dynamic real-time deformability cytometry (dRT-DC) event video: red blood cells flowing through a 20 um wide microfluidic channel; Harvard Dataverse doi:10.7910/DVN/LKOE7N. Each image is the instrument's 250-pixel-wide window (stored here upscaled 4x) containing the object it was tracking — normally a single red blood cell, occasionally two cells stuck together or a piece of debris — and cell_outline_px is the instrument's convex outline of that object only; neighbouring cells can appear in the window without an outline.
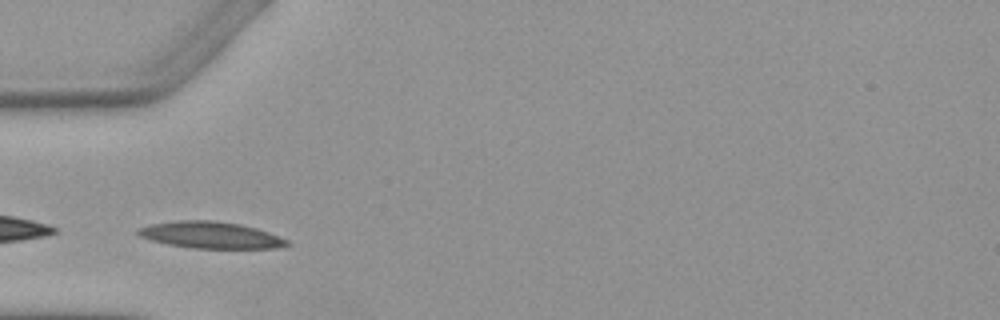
{"species": "Egyptian fruit bat (a non-hibernating species)", "species_latin": "Rousettus aegyptiacus", "temperature_condition": "warm", "stored_images_in_passage": 3, "camera_frame_rate_fps": 3000, "um_per_image_px": 0.085, "animal": {"sex": "female"}, "frame": {"image": 1, "passage_image": 1, "time_ms": 0.0, "image_size_px": [1000, 320], "cell_outline_px": [[292, 244], [276, 248], [192, 248], [168, 244], [152, 240], [140, 236], [136, 232], [140, 228], [152, 224], [176, 220], [216, 220], [240, 224], [256, 228], [268, 232], [288, 240]], "centroid_in_image_um": [17.93, 19.97], "position_along_channel_um": 67.1, "area_um2": 23.0}}
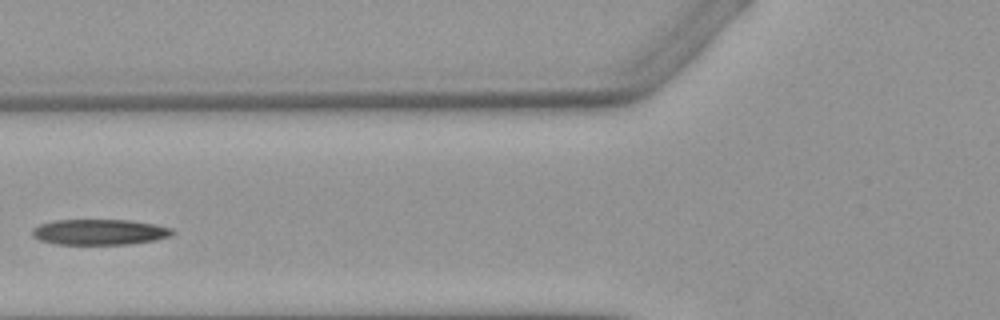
{"frame": {"image": 2, "passage_image": 2, "time_ms": 1.333, "image_size_px": [1000, 320], "cell_outline_px": [[176, 232], [172, 236], [156, 240], [128, 244], [52, 244], [40, 240], [32, 236], [32, 228], [40, 224], [52, 220], [132, 220], [156, 224], [172, 228]], "centroid_in_image_um": [8.48, 19.72], "position_along_channel_um": 117.3, "area_um2": 21.21}}
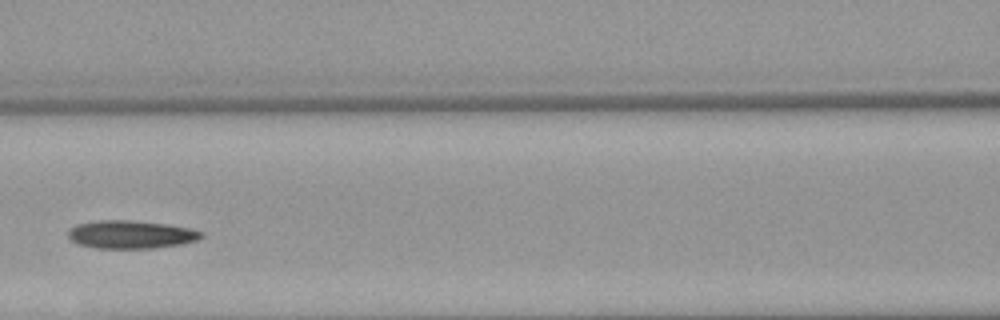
{"frame": {"image": 3, "passage_image": 3, "time_ms": 2.333, "image_size_px": [1000, 320], "cell_outline_px": [[204, 236], [196, 240], [180, 244], [156, 248], [96, 248], [80, 244], [72, 240], [68, 236], [68, 232], [76, 224], [96, 220], [132, 220], [168, 224], [188, 228], [204, 232]], "centroid_in_image_um": [11.14, 19.92], "position_along_channel_um": 155.5, "area_um2": 21.73}}